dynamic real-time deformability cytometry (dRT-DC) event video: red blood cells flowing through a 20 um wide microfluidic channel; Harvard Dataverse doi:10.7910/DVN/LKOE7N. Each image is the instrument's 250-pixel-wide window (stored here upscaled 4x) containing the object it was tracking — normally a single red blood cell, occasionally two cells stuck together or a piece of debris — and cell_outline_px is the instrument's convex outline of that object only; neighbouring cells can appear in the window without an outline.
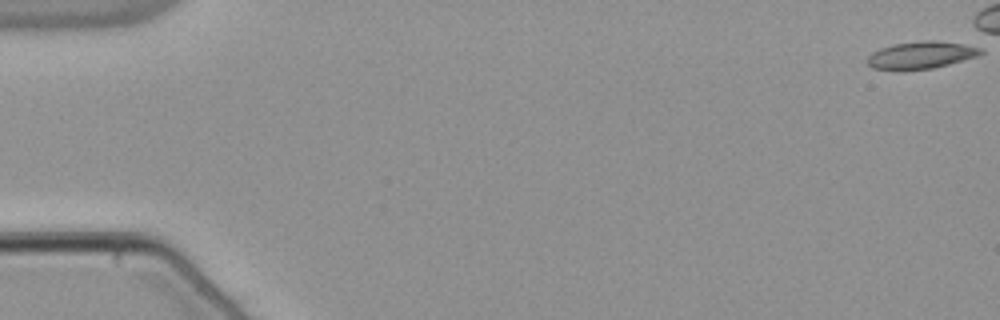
{"species": "common noctule bat (a hibernating species)", "species_latin": "Nyctalus noctula", "temperature_condition": "warm", "stored_images_in_passage": 44, "camera_frame_rate_fps": 3000, "um_per_image_px": 0.085, "animal": {"sex": "male", "body_mass_g": 21.5, "forearm_length_mm": 52.0}, "frame": {"image": 1, "passage_image": 1, "time_ms": 0.0, "image_size_px": [1000, 320], "cell_outline_px": [[984, 52], [976, 56], [948, 64], [932, 68], [872, 68], [864, 60], [872, 52], [880, 48], [892, 44], [920, 40], [936, 40], [980, 44]], "centroid_in_image_um": [78.39, 4.61], "position_along_channel_um": 6.6, "area_um2": 18.09}}
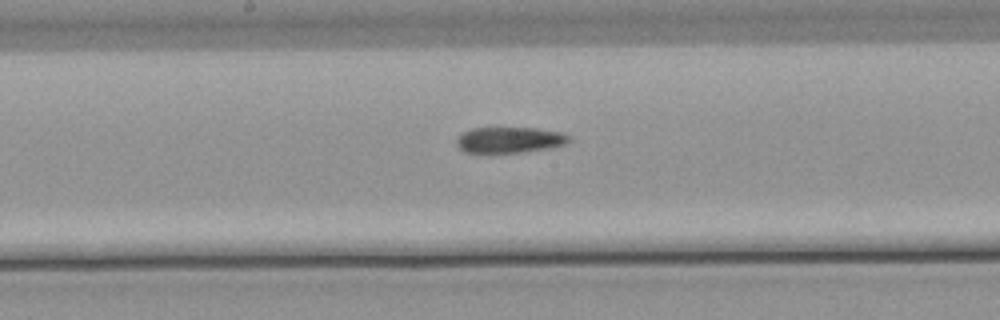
{"frame": {"image": 2, "passage_image": 29, "time_ms": 9.333, "image_size_px": [1000, 320], "cell_outline_px": [[572, 140], [568, 144], [552, 148], [488, 156], [464, 152], [456, 144], [456, 140], [464, 132], [472, 128], [536, 128], [560, 132], [572, 136]], "centroid_in_image_um": [43.32, 11.94], "position_along_channel_um": 204.9, "area_um2": 17.8}}
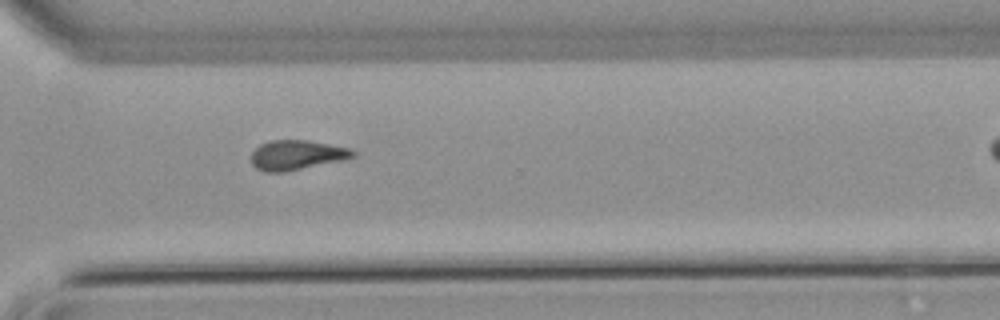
{"frame": {"image": 3, "passage_image": 40, "time_ms": 13.0, "image_size_px": [1000, 320], "cell_outline_px": [[356, 156], [340, 160], [284, 172], [264, 172], [256, 168], [252, 164], [252, 152], [260, 144], [268, 140], [308, 140], [348, 148], [356, 152]], "centroid_in_image_um": [25.18, 13.17], "position_along_channel_um": 345.4, "area_um2": 17.4}}